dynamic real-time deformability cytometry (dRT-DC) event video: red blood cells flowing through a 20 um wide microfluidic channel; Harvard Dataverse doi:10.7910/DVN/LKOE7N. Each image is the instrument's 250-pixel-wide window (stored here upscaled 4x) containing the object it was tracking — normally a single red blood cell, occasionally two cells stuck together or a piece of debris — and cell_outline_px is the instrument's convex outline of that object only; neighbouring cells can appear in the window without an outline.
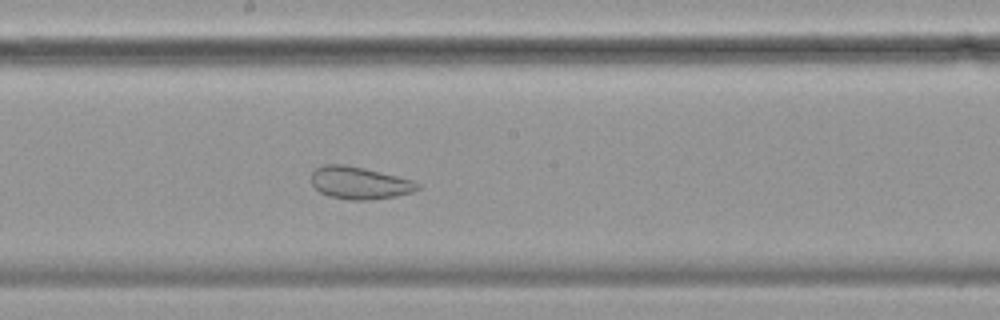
{"species": "common noctule bat (a hibernating species)", "species_latin": "Nyctalus noctula", "temperature_condition": "cold", "stored_images_in_passage": 57, "camera_frame_rate_fps": 3000, "um_per_image_px": 0.085, "animal": {"sex": "female", "body_mass_g": 19.9}, "frame": {"image": 1, "passage_image": 30, "time_ms": 9.667, "image_size_px": [1000, 320], "cell_outline_px": [[420, 188], [412, 192], [396, 196], [368, 200], [352, 200], [328, 196], [320, 192], [312, 184], [312, 172], [316, 168], [324, 164], [344, 164], [364, 168], [412, 180], [420, 184]], "centroid_in_image_um": [30.55, 15.55], "position_along_channel_um": 217.7, "area_um2": 19.94}}
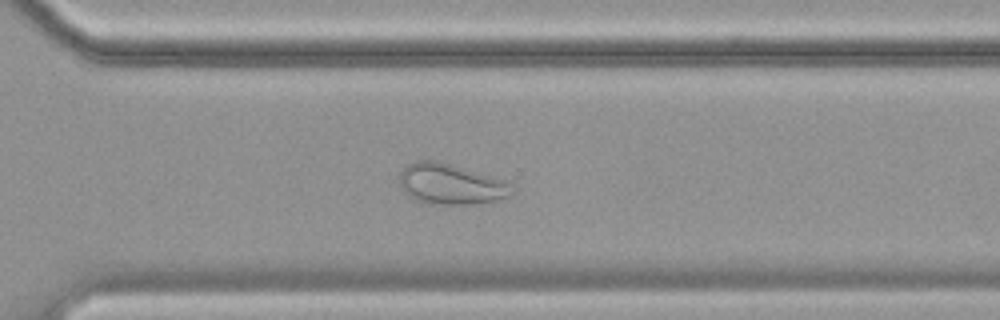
{"frame": {"image": 2, "passage_image": 40, "time_ms": 13.0, "image_size_px": [1000, 320], "cell_outline_px": [[512, 196], [496, 200], [476, 204], [428, 204], [416, 200], [408, 196], [400, 188], [400, 172], [408, 164], [416, 160], [440, 160], [504, 180], [512, 184]], "centroid_in_image_um": [38.3, 15.64], "position_along_channel_um": 332.3, "area_um2": 26.93}}
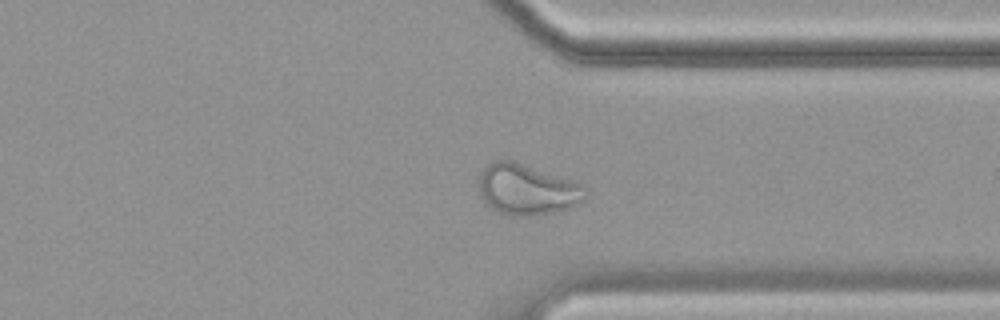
{"frame": {"image": 3, "passage_image": 43, "time_ms": 14.0, "image_size_px": [1000, 320], "cell_outline_px": [[584, 188], [580, 200], [576, 204], [568, 208], [552, 212], [532, 216], [516, 216], [500, 212], [492, 208], [480, 196], [480, 172], [488, 164], [496, 160], [512, 160], [584, 184]], "centroid_in_image_um": [44.75, 16.1], "position_along_channel_um": 366.6, "area_um2": 30.87}}